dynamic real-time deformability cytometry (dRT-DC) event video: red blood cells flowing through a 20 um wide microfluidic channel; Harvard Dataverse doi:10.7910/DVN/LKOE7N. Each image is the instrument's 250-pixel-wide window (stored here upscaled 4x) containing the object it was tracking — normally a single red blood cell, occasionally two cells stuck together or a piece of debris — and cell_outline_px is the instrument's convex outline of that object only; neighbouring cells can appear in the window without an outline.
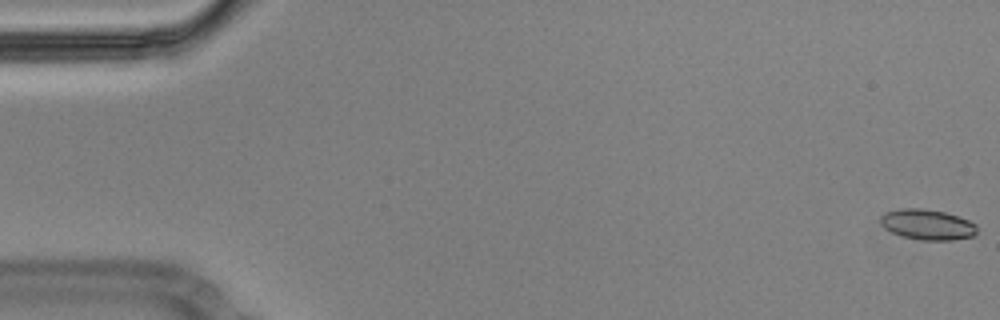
{"species": "Egyptian fruit bat (a non-hibernating species)", "species_latin": "Rousettus aegyptiacus", "temperature_condition": "cold", "stored_images_in_passage": 57, "segment_of_instrument_passage": [1, 2], "camera_frame_rate_fps": 3000, "um_per_image_px": 0.085, "animal": {"sex": "male"}, "frame": {"image": 1, "passage_image": 1, "time_ms": 0.0, "image_size_px": [1000, 320], "cell_outline_px": [[976, 232], [972, 236], [952, 240], [920, 240], [900, 236], [884, 228], [880, 224], [880, 216], [888, 212], [900, 208], [924, 208], [944, 212], [968, 220], [976, 224]], "centroid_in_image_um": [78.79, 19.09], "position_along_channel_um": 6.2, "area_um2": 17.11}}
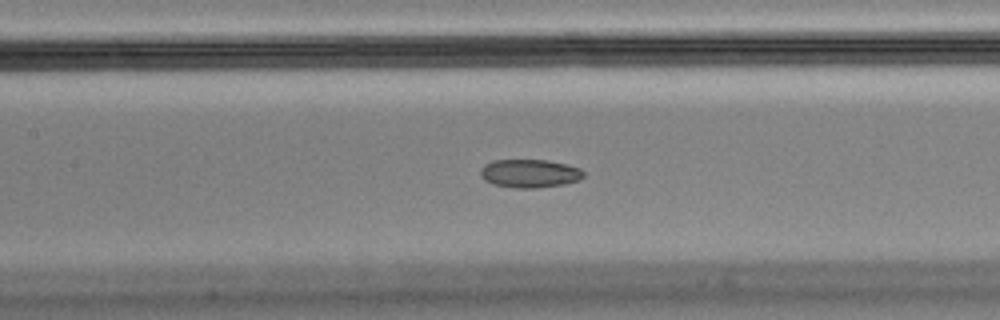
{"frame": {"image": 2, "passage_image": 26, "time_ms": 8.333, "image_size_px": [1000, 320], "cell_outline_px": [[584, 176], [580, 180], [564, 184], [536, 188], [516, 188], [492, 184], [484, 180], [480, 176], [480, 168], [484, 164], [492, 160], [548, 160], [568, 164], [580, 168], [584, 172]], "centroid_in_image_um": [45.01, 14.74], "position_along_channel_um": 162.4, "area_um2": 17.28}}
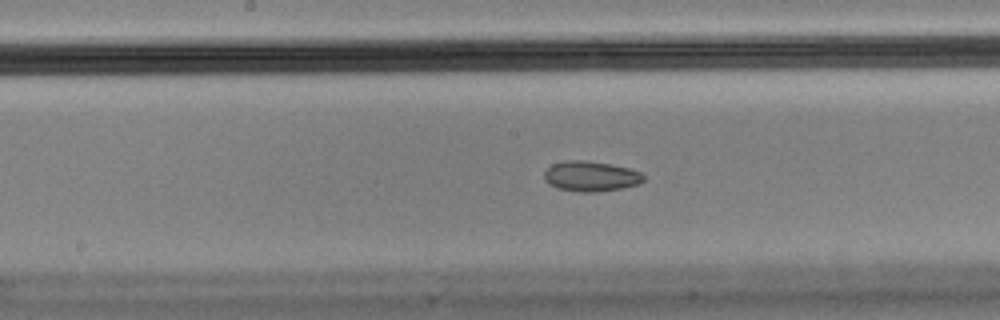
{"frame": {"image": 3, "passage_image": 29, "time_ms": 9.333, "image_size_px": [1000, 320], "cell_outline_px": [[644, 180], [640, 184], [620, 188], [596, 192], [580, 192], [556, 188], [548, 184], [544, 180], [544, 172], [552, 164], [568, 160], [584, 160], [608, 164], [628, 168], [640, 172], [644, 176]], "centroid_in_image_um": [50.19, 14.99], "position_along_channel_um": 198.0, "area_um2": 17.46}}